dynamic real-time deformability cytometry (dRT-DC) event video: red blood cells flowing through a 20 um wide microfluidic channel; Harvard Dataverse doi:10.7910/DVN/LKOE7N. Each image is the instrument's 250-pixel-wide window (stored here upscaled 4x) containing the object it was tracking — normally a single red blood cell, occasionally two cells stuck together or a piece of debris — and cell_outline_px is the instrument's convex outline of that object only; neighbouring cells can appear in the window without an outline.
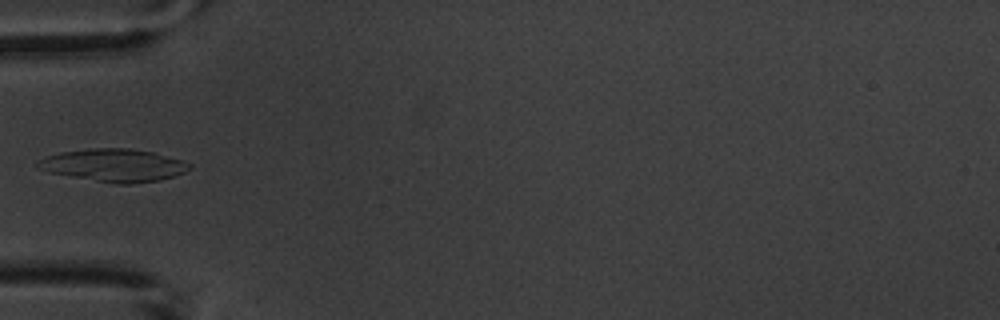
{"species": "common noctule bat (a hibernating species)", "species_latin": "Nyctalus noctula", "temperature_condition": "warm", "stored_images_in_passage": 5, "camera_frame_rate_fps": 3000, "um_per_image_px": 0.085, "animal": {"sex": "male", "body_mass_g": 20.1, "forearm_length_mm": 53.5}, "frame": {"image": 1, "passage_image": 5, "time_ms": 5.333, "image_size_px": [1000, 320], "cell_outline_px": [[192, 168], [176, 176], [160, 180], [132, 184], [116, 184], [48, 172], [36, 168], [36, 164], [40, 160], [48, 156], [60, 152], [92, 148], [128, 148], [152, 152], [180, 160], [192, 164]], "centroid_in_image_um": [9.69, 14.05], "position_along_channel_um": 75.3, "area_um2": 28.78}}